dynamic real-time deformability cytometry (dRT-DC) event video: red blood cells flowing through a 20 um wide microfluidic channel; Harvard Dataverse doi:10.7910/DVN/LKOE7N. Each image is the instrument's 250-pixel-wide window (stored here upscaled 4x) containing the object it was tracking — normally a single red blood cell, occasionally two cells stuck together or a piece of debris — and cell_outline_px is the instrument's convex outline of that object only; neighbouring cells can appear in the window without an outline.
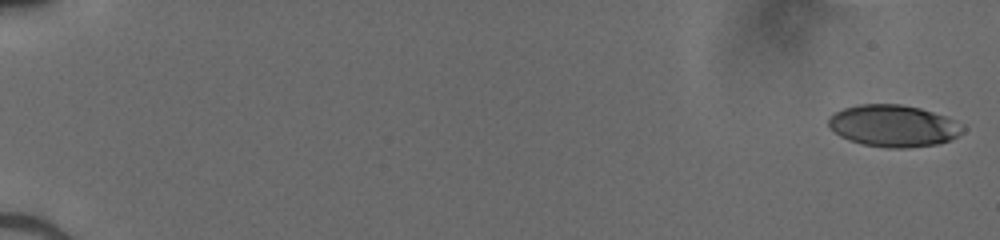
{"species": "human", "species_latin": "Homo sapiens", "temperature_condition": "cold", "stored_images_in_passage": 44, "camera_frame_rate_fps": 3000, "um_per_image_px": 0.085, "donor": {"sex": "male"}, "frame": {"image": 1, "passage_image": 1, "time_ms": 0.0, "image_size_px": [1000, 240], "cell_outline_px": [[964, 132], [948, 140], [936, 144], [904, 148], [888, 148], [864, 144], [848, 140], [840, 136], [828, 128], [828, 116], [844, 108], [856, 104], [900, 104], [920, 108], [944, 116], [952, 120], [964, 128]], "centroid_in_image_um": [75.87, 10.69], "position_along_channel_um": 9.1, "area_um2": 32.54}}